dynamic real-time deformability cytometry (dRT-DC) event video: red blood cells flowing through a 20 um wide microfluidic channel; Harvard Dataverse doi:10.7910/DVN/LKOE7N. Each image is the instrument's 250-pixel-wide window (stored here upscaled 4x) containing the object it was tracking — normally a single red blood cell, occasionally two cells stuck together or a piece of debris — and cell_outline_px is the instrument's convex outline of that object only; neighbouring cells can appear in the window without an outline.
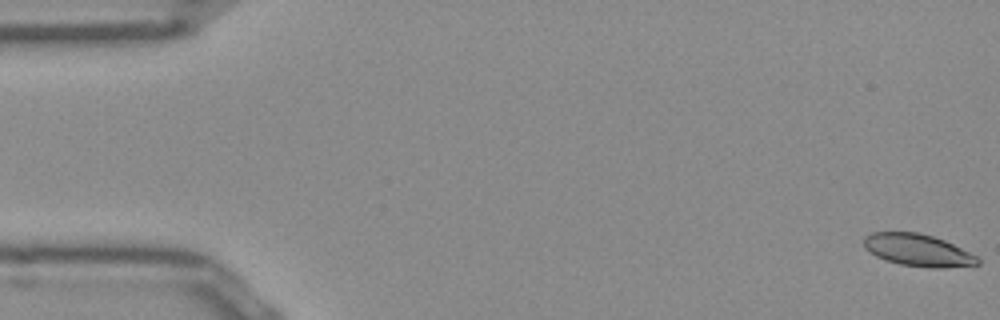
{"species": "Egyptian fruit bat (a non-hibernating species)", "species_latin": "Rousettus aegyptiacus", "temperature_condition": "room temperature", "stored_images_in_passage": 52, "camera_frame_rate_fps": 3000, "um_per_image_px": 0.085, "frame": {"image": 1, "passage_image": 1, "time_ms": 0.0, "image_size_px": [1000, 320], "cell_outline_px": [[980, 264], [944, 268], [932, 268], [900, 264], [876, 256], [868, 252], [864, 248], [864, 236], [872, 232], [916, 232], [932, 236], [944, 240], [976, 256], [980, 260]], "centroid_in_image_um": [77.99, 21.26], "position_along_channel_um": 7.0, "area_um2": 21.15}}
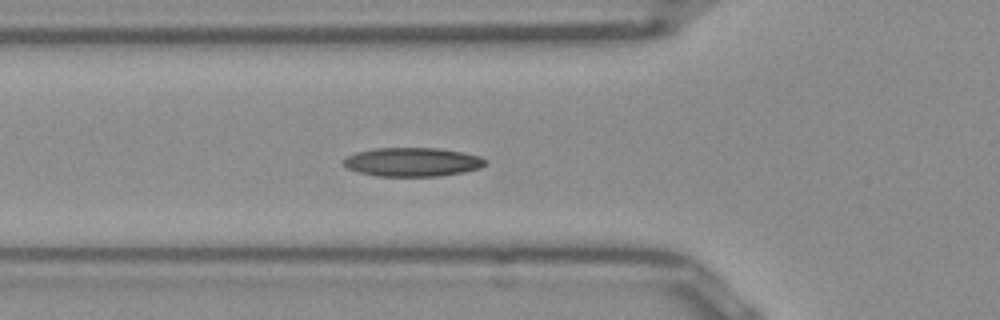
{"frame": {"image": 2, "passage_image": 18, "time_ms": 5.667, "image_size_px": [1000, 320], "cell_outline_px": [[484, 164], [480, 168], [464, 172], [440, 176], [376, 176], [356, 172], [348, 168], [344, 164], [344, 160], [348, 156], [356, 152], [376, 148], [440, 148], [480, 156], [484, 160]], "centroid_in_image_um": [35.03, 13.77], "position_along_channel_um": 90.8, "area_um2": 23.7}}
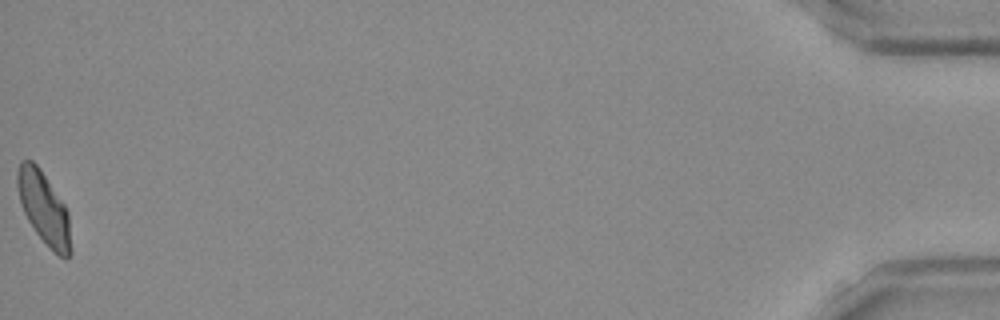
{"frame": {"image": 3, "passage_image": 52, "time_ms": 17.0, "image_size_px": [1000, 320], "cell_outline_px": [[72, 252], [68, 256], [60, 256], [36, 232], [28, 220], [24, 212], [20, 200], [16, 184], [16, 172], [20, 160], [32, 160], [40, 168], [64, 204], [68, 212], [72, 248]], "centroid_in_image_um": [3.72, 17.63], "position_along_channel_um": 431.5, "area_um2": 22.2}, "authors_computed_cell_mechanics": {"area_um2": 22.5709, "velocity_mm_per_s": 3.9194, "shape_relaxation_time_tau1_ms": 7.3918, "shape_relaxation_time_tau2_ms": 4.2297, "deformation_change_tau1": 0.1691, "deformation_change_tau2": 0.1008}}